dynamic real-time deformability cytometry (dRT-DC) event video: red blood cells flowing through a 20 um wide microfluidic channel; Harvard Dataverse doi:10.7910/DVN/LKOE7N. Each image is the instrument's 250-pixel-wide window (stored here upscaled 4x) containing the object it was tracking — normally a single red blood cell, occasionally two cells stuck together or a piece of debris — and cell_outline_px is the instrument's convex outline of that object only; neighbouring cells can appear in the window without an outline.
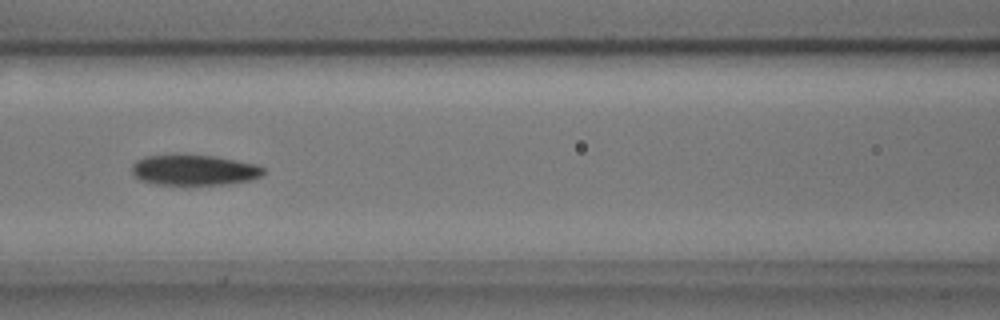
{"species": "common noctule bat (a hibernating species)", "species_latin": "Nyctalus noctula", "temperature_condition": "cold", "stored_images_in_passage": 11, "camera_frame_rate_fps": 3000, "um_per_image_px": 0.085, "animal": {"sex": "male", "body_mass_g": 17.9, "forearm_length_mm": 54.2}, "frame": {"image": 1, "passage_image": 3, "time_ms": 0.667, "image_size_px": [1000, 320], "cell_outline_px": [[264, 172], [260, 176], [248, 180], [232, 184], [156, 184], [140, 180], [132, 172], [132, 164], [136, 160], [144, 156], [176, 152], [212, 156], [256, 164], [264, 168]], "centroid_in_image_um": [16.44, 14.41], "position_along_channel_um": 150.2, "area_um2": 23.81}}
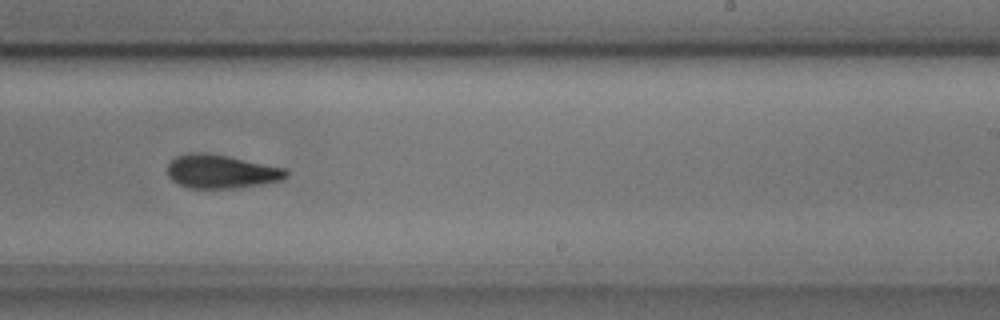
{"frame": {"image": 2, "passage_image": 6, "time_ms": 1.667, "image_size_px": [1000, 320], "cell_outline_px": [[288, 176], [284, 180], [264, 184], [236, 188], [188, 188], [172, 180], [168, 176], [168, 164], [176, 156], [188, 152], [200, 152], [228, 156], [284, 168], [288, 172]], "centroid_in_image_um": [18.81, 14.58], "position_along_channel_um": 270.2, "area_um2": 23.29}}
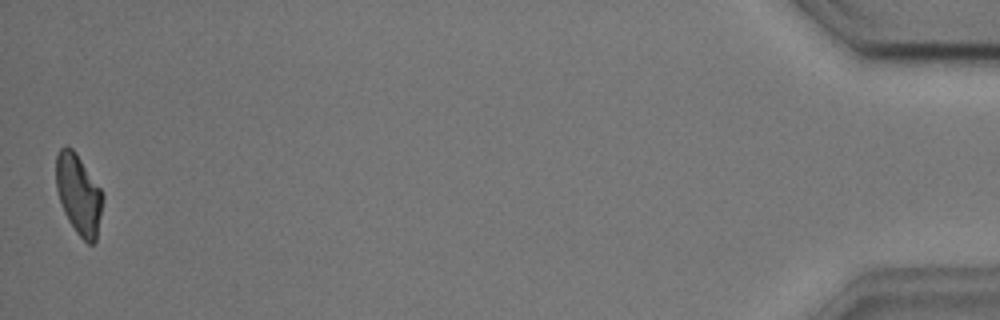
{"frame": {"image": 3, "passage_image": 11, "time_ms": 3.333, "image_size_px": [1000, 320], "cell_outline_px": [[104, 196], [96, 240], [92, 244], [88, 244], [76, 232], [68, 220], [64, 212], [56, 188], [56, 156], [60, 148], [72, 148], [76, 152], [100, 188]], "centroid_in_image_um": [6.69, 16.53], "position_along_channel_um": 428.5, "area_um2": 21.56}}